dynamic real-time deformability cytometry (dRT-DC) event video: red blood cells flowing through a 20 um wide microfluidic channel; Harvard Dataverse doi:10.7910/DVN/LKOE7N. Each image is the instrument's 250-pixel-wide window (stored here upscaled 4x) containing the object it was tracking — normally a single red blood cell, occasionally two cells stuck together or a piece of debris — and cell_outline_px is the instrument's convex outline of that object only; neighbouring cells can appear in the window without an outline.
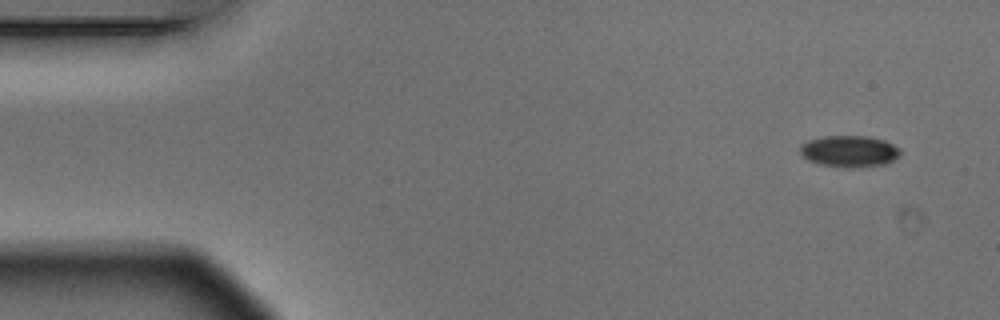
{"species": "Egyptian fruit bat (a non-hibernating species)", "species_latin": "Rousettus aegyptiacus", "temperature_condition": "warm", "stored_images_in_passage": 5, "camera_frame_rate_fps": 3000, "um_per_image_px": 0.085, "animal": {"sex": "male"}, "frame": {"image": 1, "passage_image": 1, "time_ms": 0.0, "image_size_px": [1000, 320], "cell_outline_px": [[900, 152], [892, 160], [884, 164], [848, 168], [820, 164], [808, 160], [800, 152], [800, 144], [808, 140], [824, 136], [868, 136], [884, 140], [900, 148]], "centroid_in_image_um": [72.16, 12.84], "position_along_channel_um": 12.8, "area_um2": 18.21}}
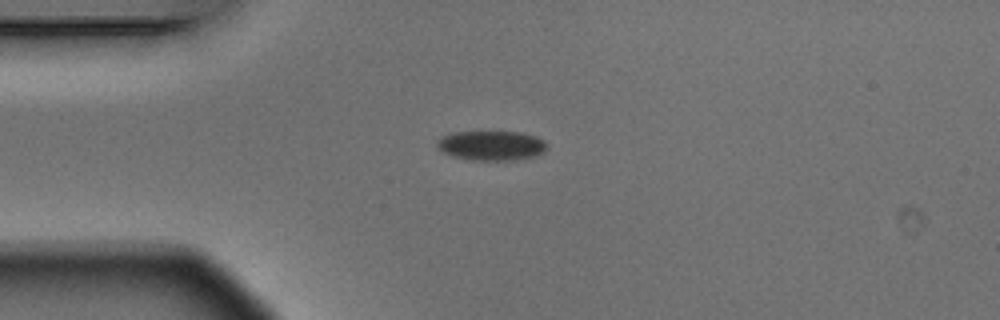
{"frame": {"image": 2, "passage_image": 4, "time_ms": 1.0, "image_size_px": [1000, 320], "cell_outline_px": [[548, 148], [544, 152], [536, 156], [516, 160], [472, 160], [452, 156], [436, 148], [436, 140], [452, 132], [520, 132], [536, 136], [544, 140], [548, 144]], "centroid_in_image_um": [41.79, 12.37], "position_along_channel_um": 43.2, "area_um2": 19.19}}